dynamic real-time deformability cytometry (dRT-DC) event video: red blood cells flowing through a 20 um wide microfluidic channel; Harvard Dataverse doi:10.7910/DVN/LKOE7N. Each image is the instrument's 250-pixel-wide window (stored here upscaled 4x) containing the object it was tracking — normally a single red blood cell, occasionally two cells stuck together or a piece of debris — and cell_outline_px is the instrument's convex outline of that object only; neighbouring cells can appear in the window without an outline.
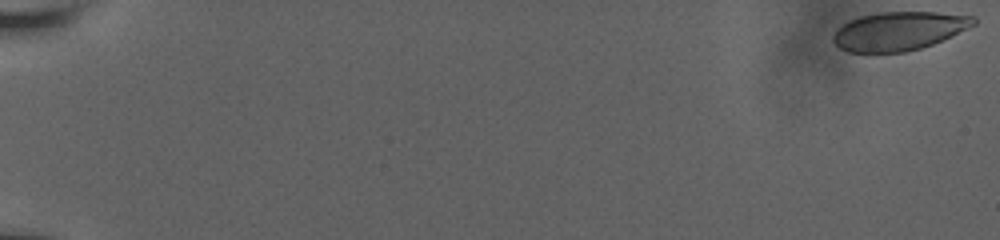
{"species": "human", "species_latin": "Homo sapiens", "temperature_condition": "room temperature", "stored_images_in_passage": 58, "camera_frame_rate_fps": 3000, "um_per_image_px": 0.085, "donor": {"sex": "male"}, "frame": {"image": 1, "passage_image": 1, "time_ms": 0.0, "image_size_px": [1000, 240], "cell_outline_px": [[976, 24], [932, 44], [920, 48], [904, 52], [848, 52], [840, 48], [832, 40], [832, 36], [844, 24], [860, 16], [880, 12], [936, 12], [976, 16]], "centroid_in_image_um": [76.42, 2.63], "position_along_channel_um": 8.6, "area_um2": 31.21}}
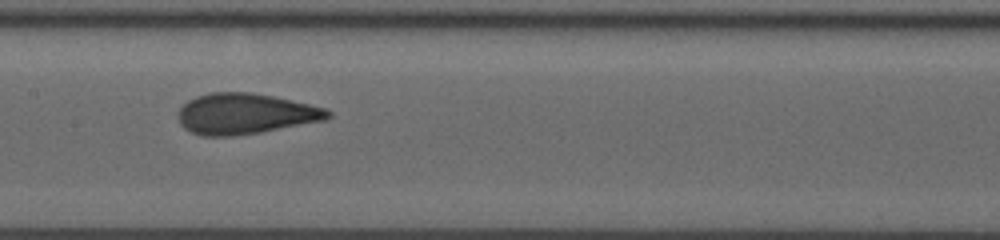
{"frame": {"image": 2, "passage_image": 32, "time_ms": 10.333, "image_size_px": [1000, 240], "cell_outline_px": [[332, 116], [324, 120], [260, 132], [232, 136], [204, 136], [192, 132], [184, 128], [180, 124], [176, 116], [180, 108], [188, 100], [196, 96], [212, 92], [252, 92], [272, 96], [308, 104], [324, 108], [332, 112]], "centroid_in_image_um": [20.8, 9.67], "position_along_channel_um": 186.6, "area_um2": 35.37}}
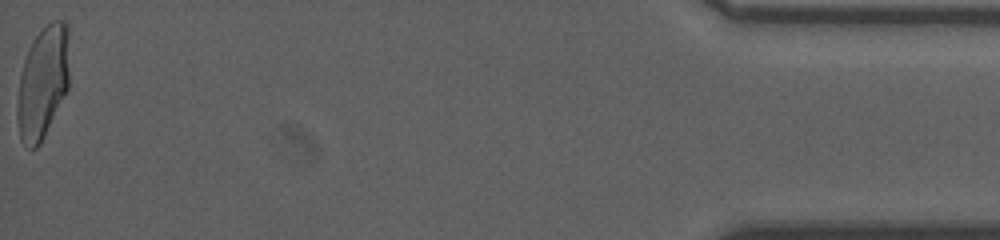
{"frame": {"image": 3, "passage_image": 58, "time_ms": 19.0, "image_size_px": [1000, 240], "cell_outline_px": [[68, 88], [40, 144], [36, 148], [32, 148], [24, 144], [20, 140], [16, 116], [16, 108], [20, 76], [24, 60], [28, 48], [32, 40], [52, 20], [60, 20], [68, 24]], "centroid_in_image_um": [3.62, 7.01], "position_along_channel_um": 431.6, "area_um2": 33.99}, "authors_computed_cell_mechanics": {"area_um2": 34.1309, "velocity_mm_per_s": 3.8273, "shape_relaxation_time_tau1_ms": 7.564, "shape_relaxation_time_tau2_ms": 0.6879, "deformation_change_tau1": 0.1968, "deformation_change_tau2": 0.0651}}